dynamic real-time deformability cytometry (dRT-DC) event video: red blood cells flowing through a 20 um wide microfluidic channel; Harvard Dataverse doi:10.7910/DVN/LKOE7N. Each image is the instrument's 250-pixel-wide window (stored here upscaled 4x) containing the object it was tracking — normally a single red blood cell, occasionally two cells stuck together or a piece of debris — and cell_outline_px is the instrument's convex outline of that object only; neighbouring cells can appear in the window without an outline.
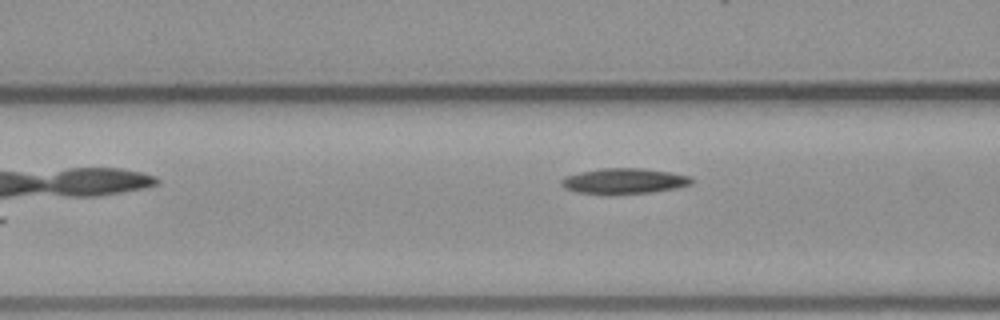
{"species": "common noctule bat (a hibernating species)", "species_latin": "Nyctalus noctula", "temperature_condition": "warm", "stored_images_in_passage": 4, "camera_frame_rate_fps": 3000, "um_per_image_px": 0.085, "animal": {"sex": "male", "body_mass_g": 23.1, "forearm_length_mm": 52.7}, "frame": {"image": 1, "passage_image": 3, "time_ms": 2.333, "image_size_px": [1000, 320], "cell_outline_px": [[692, 184], [676, 188], [652, 192], [608, 196], [576, 192], [564, 188], [560, 184], [560, 180], [568, 176], [580, 172], [600, 168], [640, 168], [672, 172], [688, 176], [692, 180]], "centroid_in_image_um": [53.0, 15.41], "position_along_channel_um": 113.6, "area_um2": 19.77}}